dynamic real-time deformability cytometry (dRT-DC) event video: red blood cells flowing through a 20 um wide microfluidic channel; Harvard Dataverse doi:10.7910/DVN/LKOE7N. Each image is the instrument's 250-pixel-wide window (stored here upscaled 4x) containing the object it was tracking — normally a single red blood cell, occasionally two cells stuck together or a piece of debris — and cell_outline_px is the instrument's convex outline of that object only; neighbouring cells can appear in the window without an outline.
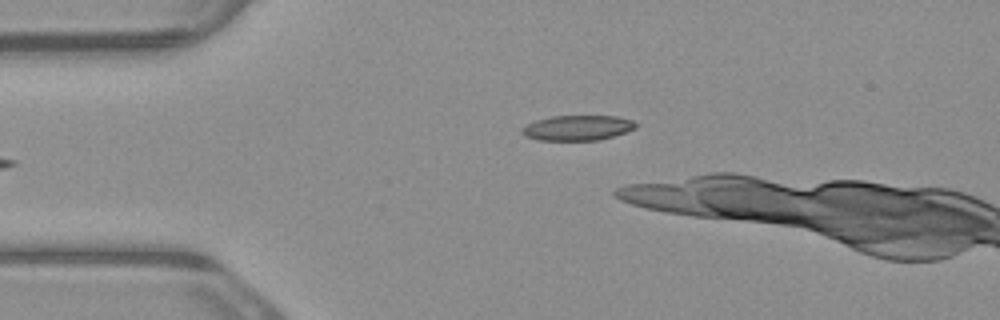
{"species": "common noctule bat (a hibernating species)", "species_latin": "Nyctalus noctula", "temperature_condition": "warm", "stored_images_in_passage": 6, "camera_frame_rate_fps": 3000, "um_per_image_px": 0.085, "animal": {"sex": "male", "body_mass_g": 23.1, "forearm_length_mm": 52.7}, "frame": {"image": 1, "passage_image": 6, "time_ms": 1.667, "image_size_px": [1000, 320], "cell_outline_px": [[640, 124], [636, 128], [600, 140], [540, 140], [524, 136], [520, 132], [520, 128], [536, 120], [552, 116], [616, 116], [632, 120]], "centroid_in_image_um": [49.08, 10.86], "position_along_channel_um": 35.9, "area_um2": 16.7}}